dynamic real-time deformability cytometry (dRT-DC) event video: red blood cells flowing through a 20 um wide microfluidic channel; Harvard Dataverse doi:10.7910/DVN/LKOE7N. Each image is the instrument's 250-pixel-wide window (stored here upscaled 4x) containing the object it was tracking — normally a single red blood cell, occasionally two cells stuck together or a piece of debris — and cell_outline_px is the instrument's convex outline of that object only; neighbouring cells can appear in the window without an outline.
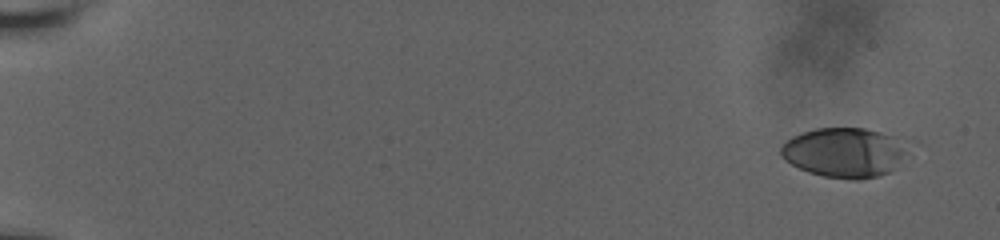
{"species": "human", "species_latin": "Homo sapiens", "temperature_condition": "room temperature", "stored_images_in_passage": 55, "camera_frame_rate_fps": 3000, "um_per_image_px": 0.085, "donor": {"sex": "male"}, "frame": {"image": 1, "passage_image": 1, "time_ms": 0.0, "image_size_px": [1000, 240], "cell_outline_px": [[900, 156], [896, 168], [880, 176], [860, 180], [852, 180], [824, 176], [808, 172], [792, 164], [780, 156], [780, 148], [792, 136], [816, 128], [864, 128], [880, 132], [892, 136], [900, 148]], "centroid_in_image_um": [71.64, 12.98], "position_along_channel_um": 13.4, "area_um2": 35.66}}
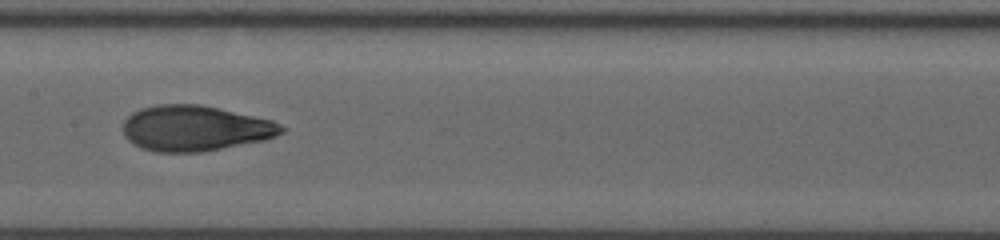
{"frame": {"image": 2, "passage_image": 30, "time_ms": 9.667, "image_size_px": [1000, 240], "cell_outline_px": [[288, 128], [284, 132], [276, 136], [264, 140], [204, 152], [156, 152], [140, 148], [128, 140], [124, 136], [124, 120], [132, 112], [140, 108], [160, 104], [200, 104], [272, 120]], "centroid_in_image_um": [16.59, 10.91], "position_along_channel_um": 190.8, "area_um2": 42.25}}
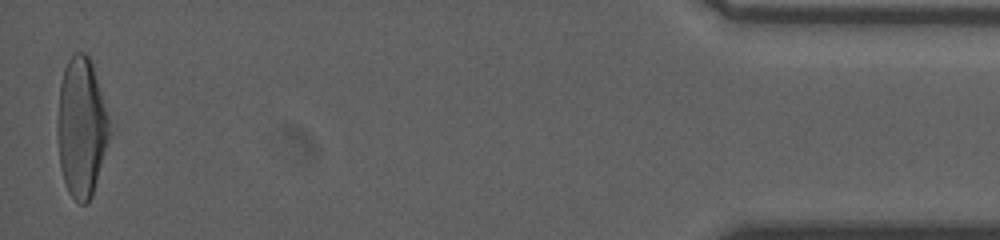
{"frame": {"image": 3, "passage_image": 55, "time_ms": 18.0, "image_size_px": [1000, 240], "cell_outline_px": [[116, 128], [92, 196], [88, 204], [80, 204], [68, 192], [60, 168], [56, 132], [56, 128], [60, 84], [64, 68], [68, 60], [76, 52], [84, 52], [88, 56], [92, 64]], "centroid_in_image_um": [7.0, 10.86], "position_along_channel_um": 428.2, "area_um2": 44.27}, "authors_computed_cell_mechanics": {"area_um2": 40.0554, "velocity_mm_per_s": 3.8045, "shape_relaxation_time_tau1_ms": 5.9233, "shape_relaxation_time_tau2_ms": 1.2508, "deformation_change_tau1": 0.2252, "deformation_change_tau2": 0.0749}}